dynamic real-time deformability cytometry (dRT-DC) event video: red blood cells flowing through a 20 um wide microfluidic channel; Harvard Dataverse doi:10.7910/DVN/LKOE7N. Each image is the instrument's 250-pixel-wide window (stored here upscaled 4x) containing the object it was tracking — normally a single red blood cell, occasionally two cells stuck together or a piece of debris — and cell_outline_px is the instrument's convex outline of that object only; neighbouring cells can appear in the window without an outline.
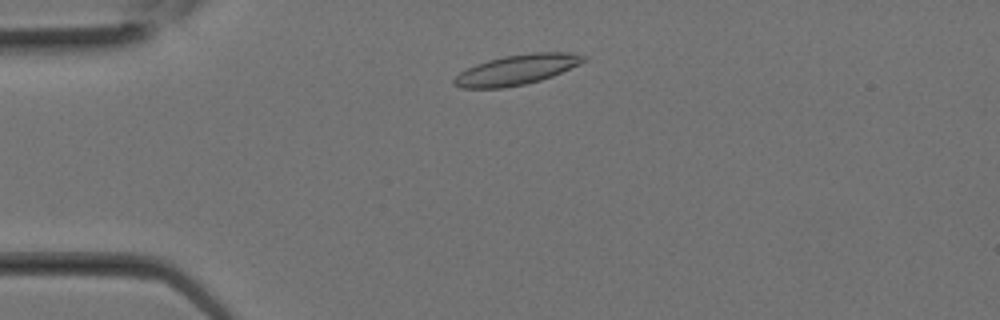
{"species": "Egyptian fruit bat (a non-hibernating species)", "species_latin": "Rousettus aegyptiacus", "temperature_condition": "room temperature", "stored_images_in_passage": 8, "camera_frame_rate_fps": 3000, "um_per_image_px": 0.085, "animal": {"sex": "female"}, "frame": {"image": 1, "passage_image": 3, "time_ms": 0.667, "image_size_px": [1000, 320], "cell_outline_px": [[588, 60], [580, 64], [552, 76], [540, 80], [524, 84], [504, 88], [460, 88], [452, 84], [452, 80], [460, 72], [476, 64], [488, 60], [504, 56], [532, 52], [568, 52], [588, 56]], "centroid_in_image_um": [43.94, 5.92], "position_along_channel_um": 41.1, "area_um2": 22.77}}
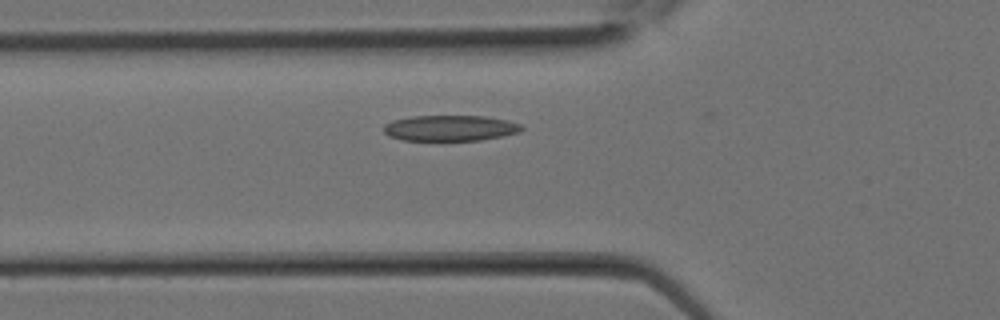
{"frame": {"image": 2, "passage_image": 6, "time_ms": 1.667, "image_size_px": [1000, 320], "cell_outline_px": [[524, 128], [520, 132], [480, 140], [404, 140], [388, 136], [384, 132], [384, 124], [392, 120], [412, 116], [484, 116], [508, 120], [520, 124]], "centroid_in_image_um": [38.25, 10.88], "position_along_channel_um": 87.6, "area_um2": 20.63}}
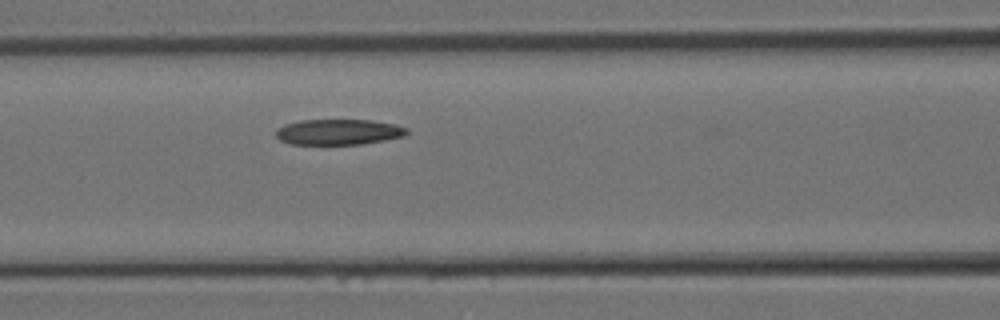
{"frame": {"image": 3, "passage_image": 8, "time_ms": 2.333, "image_size_px": [1000, 320], "cell_outline_px": [[408, 132], [404, 136], [384, 140], [360, 144], [292, 144], [280, 140], [276, 136], [276, 132], [284, 124], [300, 120], [372, 120], [396, 124], [408, 128]], "centroid_in_image_um": [28.8, 11.21], "position_along_channel_um": 137.8, "area_um2": 19.48}}